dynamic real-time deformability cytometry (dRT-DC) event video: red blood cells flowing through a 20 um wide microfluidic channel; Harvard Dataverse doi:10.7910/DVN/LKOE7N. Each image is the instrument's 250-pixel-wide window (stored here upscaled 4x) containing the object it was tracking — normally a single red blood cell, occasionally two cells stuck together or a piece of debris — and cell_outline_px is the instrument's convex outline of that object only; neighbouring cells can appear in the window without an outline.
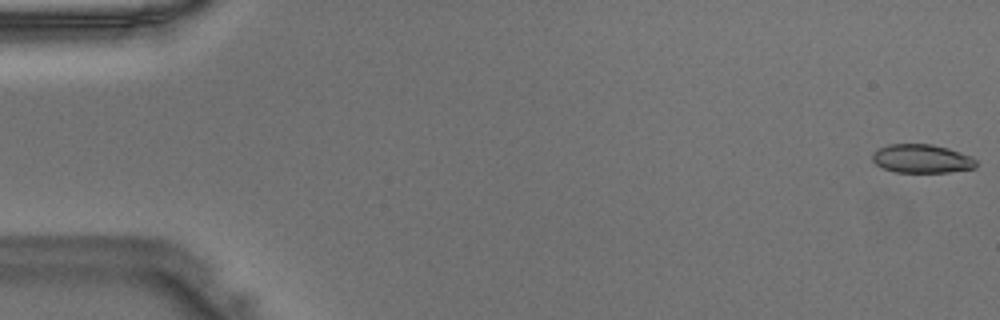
{"species": "Egyptian fruit bat (a non-hibernating species)", "species_latin": "Rousettus aegyptiacus", "temperature_condition": "warm", "stored_images_in_passage": 7, "camera_frame_rate_fps": 3000, "um_per_image_px": 0.085, "animal": {"sex": "male"}, "frame": {"image": 1, "passage_image": 1, "time_ms": 0.0, "image_size_px": [1000, 320], "cell_outline_px": [[976, 168], [948, 172], [896, 172], [884, 168], [876, 164], [872, 160], [872, 152], [888, 144], [932, 144], [948, 148], [972, 156], [976, 160]], "centroid_in_image_um": [78.36, 13.48], "position_along_channel_um": 6.6, "area_um2": 17.34}}